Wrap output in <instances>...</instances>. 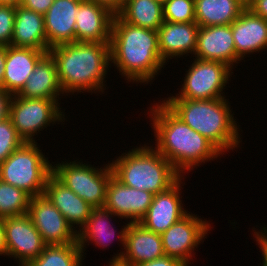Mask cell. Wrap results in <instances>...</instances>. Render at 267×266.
Listing matches in <instances>:
<instances>
[{
	"mask_svg": "<svg viewBox=\"0 0 267 266\" xmlns=\"http://www.w3.org/2000/svg\"><path fill=\"white\" fill-rule=\"evenodd\" d=\"M150 107L156 149L182 175L222 153L211 141L194 131L162 101ZM185 171V172H184Z\"/></svg>",
	"mask_w": 267,
	"mask_h": 266,
	"instance_id": "6da1fadb",
	"label": "cell"
},
{
	"mask_svg": "<svg viewBox=\"0 0 267 266\" xmlns=\"http://www.w3.org/2000/svg\"><path fill=\"white\" fill-rule=\"evenodd\" d=\"M111 63L133 83H150L166 64L158 47L157 31L125 22L114 15L111 30Z\"/></svg>",
	"mask_w": 267,
	"mask_h": 266,
	"instance_id": "7a4b0ae2",
	"label": "cell"
},
{
	"mask_svg": "<svg viewBox=\"0 0 267 266\" xmlns=\"http://www.w3.org/2000/svg\"><path fill=\"white\" fill-rule=\"evenodd\" d=\"M49 53L55 59L64 93L104 92V79L111 66L110 43L76 41L53 46Z\"/></svg>",
	"mask_w": 267,
	"mask_h": 266,
	"instance_id": "3957f363",
	"label": "cell"
},
{
	"mask_svg": "<svg viewBox=\"0 0 267 266\" xmlns=\"http://www.w3.org/2000/svg\"><path fill=\"white\" fill-rule=\"evenodd\" d=\"M162 102L222 153L233 150L241 142L240 129L225 97L207 100L164 99Z\"/></svg>",
	"mask_w": 267,
	"mask_h": 266,
	"instance_id": "277c9868",
	"label": "cell"
},
{
	"mask_svg": "<svg viewBox=\"0 0 267 266\" xmlns=\"http://www.w3.org/2000/svg\"><path fill=\"white\" fill-rule=\"evenodd\" d=\"M153 145L123 153L110 163L113 176L122 184L157 194L168 190L182 175Z\"/></svg>",
	"mask_w": 267,
	"mask_h": 266,
	"instance_id": "5b68a950",
	"label": "cell"
},
{
	"mask_svg": "<svg viewBox=\"0 0 267 266\" xmlns=\"http://www.w3.org/2000/svg\"><path fill=\"white\" fill-rule=\"evenodd\" d=\"M52 166L37 142H25L0 164V179L34 197L44 194Z\"/></svg>",
	"mask_w": 267,
	"mask_h": 266,
	"instance_id": "8992f818",
	"label": "cell"
},
{
	"mask_svg": "<svg viewBox=\"0 0 267 266\" xmlns=\"http://www.w3.org/2000/svg\"><path fill=\"white\" fill-rule=\"evenodd\" d=\"M76 161L54 164L52 174L92 207H103L108 182L113 176L110 163L99 169Z\"/></svg>",
	"mask_w": 267,
	"mask_h": 266,
	"instance_id": "52a82bcc",
	"label": "cell"
},
{
	"mask_svg": "<svg viewBox=\"0 0 267 266\" xmlns=\"http://www.w3.org/2000/svg\"><path fill=\"white\" fill-rule=\"evenodd\" d=\"M60 109L58 99L24 98L15 94L10 104L9 118L24 142L33 143L36 142L33 136L39 131L51 123L64 122L65 113Z\"/></svg>",
	"mask_w": 267,
	"mask_h": 266,
	"instance_id": "ba28073f",
	"label": "cell"
},
{
	"mask_svg": "<svg viewBox=\"0 0 267 266\" xmlns=\"http://www.w3.org/2000/svg\"><path fill=\"white\" fill-rule=\"evenodd\" d=\"M188 69L179 94L166 99L207 100L224 97L223 90L232 76L228 65L196 58Z\"/></svg>",
	"mask_w": 267,
	"mask_h": 266,
	"instance_id": "9c48e42d",
	"label": "cell"
},
{
	"mask_svg": "<svg viewBox=\"0 0 267 266\" xmlns=\"http://www.w3.org/2000/svg\"><path fill=\"white\" fill-rule=\"evenodd\" d=\"M190 212L161 234L164 254L182 261L187 266L192 261L195 247L205 239L211 226ZM205 237V238H204Z\"/></svg>",
	"mask_w": 267,
	"mask_h": 266,
	"instance_id": "30bf717a",
	"label": "cell"
},
{
	"mask_svg": "<svg viewBox=\"0 0 267 266\" xmlns=\"http://www.w3.org/2000/svg\"><path fill=\"white\" fill-rule=\"evenodd\" d=\"M27 214L46 245L77 242V230L44 194L31 197Z\"/></svg>",
	"mask_w": 267,
	"mask_h": 266,
	"instance_id": "8fae6325",
	"label": "cell"
},
{
	"mask_svg": "<svg viewBox=\"0 0 267 266\" xmlns=\"http://www.w3.org/2000/svg\"><path fill=\"white\" fill-rule=\"evenodd\" d=\"M118 241L125 251L117 252L111 261H120L129 266L150 262L163 257V245L160 234L147 230L140 223L128 222L121 232L117 233Z\"/></svg>",
	"mask_w": 267,
	"mask_h": 266,
	"instance_id": "7c38bea8",
	"label": "cell"
},
{
	"mask_svg": "<svg viewBox=\"0 0 267 266\" xmlns=\"http://www.w3.org/2000/svg\"><path fill=\"white\" fill-rule=\"evenodd\" d=\"M7 256L18 259V266L35 260L46 244L28 214L3 219Z\"/></svg>",
	"mask_w": 267,
	"mask_h": 266,
	"instance_id": "4fadbf2b",
	"label": "cell"
},
{
	"mask_svg": "<svg viewBox=\"0 0 267 266\" xmlns=\"http://www.w3.org/2000/svg\"><path fill=\"white\" fill-rule=\"evenodd\" d=\"M153 198V193L128 187L112 176L108 182L103 207L119 218H128L131 223H139L146 215Z\"/></svg>",
	"mask_w": 267,
	"mask_h": 266,
	"instance_id": "5bb4252c",
	"label": "cell"
},
{
	"mask_svg": "<svg viewBox=\"0 0 267 266\" xmlns=\"http://www.w3.org/2000/svg\"><path fill=\"white\" fill-rule=\"evenodd\" d=\"M181 180L183 177L168 190L154 194L146 215L139 222L144 228L161 235L188 214L180 200L182 198V196L180 197Z\"/></svg>",
	"mask_w": 267,
	"mask_h": 266,
	"instance_id": "9a60e30c",
	"label": "cell"
},
{
	"mask_svg": "<svg viewBox=\"0 0 267 266\" xmlns=\"http://www.w3.org/2000/svg\"><path fill=\"white\" fill-rule=\"evenodd\" d=\"M194 55L200 60L222 62L233 69L236 51L231 24L200 26Z\"/></svg>",
	"mask_w": 267,
	"mask_h": 266,
	"instance_id": "2e32d148",
	"label": "cell"
},
{
	"mask_svg": "<svg viewBox=\"0 0 267 266\" xmlns=\"http://www.w3.org/2000/svg\"><path fill=\"white\" fill-rule=\"evenodd\" d=\"M114 15L104 6L83 0L75 14L76 41L110 43Z\"/></svg>",
	"mask_w": 267,
	"mask_h": 266,
	"instance_id": "e0dca14e",
	"label": "cell"
},
{
	"mask_svg": "<svg viewBox=\"0 0 267 266\" xmlns=\"http://www.w3.org/2000/svg\"><path fill=\"white\" fill-rule=\"evenodd\" d=\"M235 43L236 64L245 55L267 48V20L254 14L249 8L231 23Z\"/></svg>",
	"mask_w": 267,
	"mask_h": 266,
	"instance_id": "ac0fdd59",
	"label": "cell"
},
{
	"mask_svg": "<svg viewBox=\"0 0 267 266\" xmlns=\"http://www.w3.org/2000/svg\"><path fill=\"white\" fill-rule=\"evenodd\" d=\"M83 0H54L44 14L48 47L76 42L75 24L78 7Z\"/></svg>",
	"mask_w": 267,
	"mask_h": 266,
	"instance_id": "d6986e66",
	"label": "cell"
},
{
	"mask_svg": "<svg viewBox=\"0 0 267 266\" xmlns=\"http://www.w3.org/2000/svg\"><path fill=\"white\" fill-rule=\"evenodd\" d=\"M199 25L196 22L189 23H164L157 30L158 47L162 60L180 58L183 55L194 54L197 45Z\"/></svg>",
	"mask_w": 267,
	"mask_h": 266,
	"instance_id": "ffe728a7",
	"label": "cell"
},
{
	"mask_svg": "<svg viewBox=\"0 0 267 266\" xmlns=\"http://www.w3.org/2000/svg\"><path fill=\"white\" fill-rule=\"evenodd\" d=\"M46 53L35 48L6 46L3 88L13 95L18 94L33 73L38 61Z\"/></svg>",
	"mask_w": 267,
	"mask_h": 266,
	"instance_id": "44dd1931",
	"label": "cell"
},
{
	"mask_svg": "<svg viewBox=\"0 0 267 266\" xmlns=\"http://www.w3.org/2000/svg\"><path fill=\"white\" fill-rule=\"evenodd\" d=\"M44 195L62 213L73 229H76L75 225L81 228L94 208L67 188L53 174L46 181Z\"/></svg>",
	"mask_w": 267,
	"mask_h": 266,
	"instance_id": "7402d4cb",
	"label": "cell"
},
{
	"mask_svg": "<svg viewBox=\"0 0 267 266\" xmlns=\"http://www.w3.org/2000/svg\"><path fill=\"white\" fill-rule=\"evenodd\" d=\"M11 45L14 47L35 48L49 53L45 32L44 15L16 6Z\"/></svg>",
	"mask_w": 267,
	"mask_h": 266,
	"instance_id": "603a6c76",
	"label": "cell"
},
{
	"mask_svg": "<svg viewBox=\"0 0 267 266\" xmlns=\"http://www.w3.org/2000/svg\"><path fill=\"white\" fill-rule=\"evenodd\" d=\"M64 94L58 80L55 59L46 53L34 67L25 86L18 93L24 98L60 99Z\"/></svg>",
	"mask_w": 267,
	"mask_h": 266,
	"instance_id": "cb8c5ba5",
	"label": "cell"
},
{
	"mask_svg": "<svg viewBox=\"0 0 267 266\" xmlns=\"http://www.w3.org/2000/svg\"><path fill=\"white\" fill-rule=\"evenodd\" d=\"M113 216L116 215L104 207L92 209L87 222L77 231V243L82 251L83 259L86 243H90V241L93 243L94 241V244L96 243L97 246H103L102 248H105L116 237L115 233L117 231L110 224V219Z\"/></svg>",
	"mask_w": 267,
	"mask_h": 266,
	"instance_id": "d4e9b609",
	"label": "cell"
},
{
	"mask_svg": "<svg viewBox=\"0 0 267 266\" xmlns=\"http://www.w3.org/2000/svg\"><path fill=\"white\" fill-rule=\"evenodd\" d=\"M199 26L230 25L245 9L236 0H194Z\"/></svg>",
	"mask_w": 267,
	"mask_h": 266,
	"instance_id": "484cf974",
	"label": "cell"
},
{
	"mask_svg": "<svg viewBox=\"0 0 267 266\" xmlns=\"http://www.w3.org/2000/svg\"><path fill=\"white\" fill-rule=\"evenodd\" d=\"M118 15L129 24L154 31L164 23L163 3L157 0H126Z\"/></svg>",
	"mask_w": 267,
	"mask_h": 266,
	"instance_id": "4316f807",
	"label": "cell"
},
{
	"mask_svg": "<svg viewBox=\"0 0 267 266\" xmlns=\"http://www.w3.org/2000/svg\"><path fill=\"white\" fill-rule=\"evenodd\" d=\"M83 254L77 242L46 245L43 252L26 266H82Z\"/></svg>",
	"mask_w": 267,
	"mask_h": 266,
	"instance_id": "83f0119b",
	"label": "cell"
},
{
	"mask_svg": "<svg viewBox=\"0 0 267 266\" xmlns=\"http://www.w3.org/2000/svg\"><path fill=\"white\" fill-rule=\"evenodd\" d=\"M31 196L0 179V219L28 213Z\"/></svg>",
	"mask_w": 267,
	"mask_h": 266,
	"instance_id": "f1b7e54d",
	"label": "cell"
},
{
	"mask_svg": "<svg viewBox=\"0 0 267 266\" xmlns=\"http://www.w3.org/2000/svg\"><path fill=\"white\" fill-rule=\"evenodd\" d=\"M163 18L171 23L195 22V1L166 0L163 3Z\"/></svg>",
	"mask_w": 267,
	"mask_h": 266,
	"instance_id": "f546056e",
	"label": "cell"
},
{
	"mask_svg": "<svg viewBox=\"0 0 267 266\" xmlns=\"http://www.w3.org/2000/svg\"><path fill=\"white\" fill-rule=\"evenodd\" d=\"M24 143L10 118L0 122V164Z\"/></svg>",
	"mask_w": 267,
	"mask_h": 266,
	"instance_id": "4dcf8cb0",
	"label": "cell"
},
{
	"mask_svg": "<svg viewBox=\"0 0 267 266\" xmlns=\"http://www.w3.org/2000/svg\"><path fill=\"white\" fill-rule=\"evenodd\" d=\"M16 6L0 5V46H9L12 42Z\"/></svg>",
	"mask_w": 267,
	"mask_h": 266,
	"instance_id": "1f68e13d",
	"label": "cell"
},
{
	"mask_svg": "<svg viewBox=\"0 0 267 266\" xmlns=\"http://www.w3.org/2000/svg\"><path fill=\"white\" fill-rule=\"evenodd\" d=\"M54 0H23L21 6L44 15L53 4Z\"/></svg>",
	"mask_w": 267,
	"mask_h": 266,
	"instance_id": "d6a6232c",
	"label": "cell"
},
{
	"mask_svg": "<svg viewBox=\"0 0 267 266\" xmlns=\"http://www.w3.org/2000/svg\"><path fill=\"white\" fill-rule=\"evenodd\" d=\"M13 96L12 93L6 91L4 88H0V122L9 118L10 104Z\"/></svg>",
	"mask_w": 267,
	"mask_h": 266,
	"instance_id": "836d02e7",
	"label": "cell"
},
{
	"mask_svg": "<svg viewBox=\"0 0 267 266\" xmlns=\"http://www.w3.org/2000/svg\"><path fill=\"white\" fill-rule=\"evenodd\" d=\"M136 266H187V265L176 258L164 255L163 257L154 259L150 262L140 263Z\"/></svg>",
	"mask_w": 267,
	"mask_h": 266,
	"instance_id": "e575fe53",
	"label": "cell"
},
{
	"mask_svg": "<svg viewBox=\"0 0 267 266\" xmlns=\"http://www.w3.org/2000/svg\"><path fill=\"white\" fill-rule=\"evenodd\" d=\"M260 231L256 232L254 229L253 232L255 235L253 234V237L256 238V242L260 245L259 248L262 251V266H267V227L264 226Z\"/></svg>",
	"mask_w": 267,
	"mask_h": 266,
	"instance_id": "d590c367",
	"label": "cell"
},
{
	"mask_svg": "<svg viewBox=\"0 0 267 266\" xmlns=\"http://www.w3.org/2000/svg\"><path fill=\"white\" fill-rule=\"evenodd\" d=\"M109 9L113 14H118L123 8L126 0H89Z\"/></svg>",
	"mask_w": 267,
	"mask_h": 266,
	"instance_id": "8d00e7d4",
	"label": "cell"
},
{
	"mask_svg": "<svg viewBox=\"0 0 267 266\" xmlns=\"http://www.w3.org/2000/svg\"><path fill=\"white\" fill-rule=\"evenodd\" d=\"M249 9L254 14L267 20V0H254Z\"/></svg>",
	"mask_w": 267,
	"mask_h": 266,
	"instance_id": "74e56055",
	"label": "cell"
},
{
	"mask_svg": "<svg viewBox=\"0 0 267 266\" xmlns=\"http://www.w3.org/2000/svg\"><path fill=\"white\" fill-rule=\"evenodd\" d=\"M5 61H6V46H0V88H3Z\"/></svg>",
	"mask_w": 267,
	"mask_h": 266,
	"instance_id": "f35d334b",
	"label": "cell"
},
{
	"mask_svg": "<svg viewBox=\"0 0 267 266\" xmlns=\"http://www.w3.org/2000/svg\"><path fill=\"white\" fill-rule=\"evenodd\" d=\"M7 255V248H6V237H5V227L3 224V219H0V256Z\"/></svg>",
	"mask_w": 267,
	"mask_h": 266,
	"instance_id": "ab89813d",
	"label": "cell"
},
{
	"mask_svg": "<svg viewBox=\"0 0 267 266\" xmlns=\"http://www.w3.org/2000/svg\"><path fill=\"white\" fill-rule=\"evenodd\" d=\"M240 5H242L245 9L249 8L254 0H236Z\"/></svg>",
	"mask_w": 267,
	"mask_h": 266,
	"instance_id": "60d3db41",
	"label": "cell"
},
{
	"mask_svg": "<svg viewBox=\"0 0 267 266\" xmlns=\"http://www.w3.org/2000/svg\"><path fill=\"white\" fill-rule=\"evenodd\" d=\"M0 5L18 6V0H0Z\"/></svg>",
	"mask_w": 267,
	"mask_h": 266,
	"instance_id": "b9f144b4",
	"label": "cell"
},
{
	"mask_svg": "<svg viewBox=\"0 0 267 266\" xmlns=\"http://www.w3.org/2000/svg\"><path fill=\"white\" fill-rule=\"evenodd\" d=\"M109 266H129V265L121 263L120 261H110Z\"/></svg>",
	"mask_w": 267,
	"mask_h": 266,
	"instance_id": "7bdbcfd3",
	"label": "cell"
},
{
	"mask_svg": "<svg viewBox=\"0 0 267 266\" xmlns=\"http://www.w3.org/2000/svg\"><path fill=\"white\" fill-rule=\"evenodd\" d=\"M157 1H159V2H161V3H164L166 0H157Z\"/></svg>",
	"mask_w": 267,
	"mask_h": 266,
	"instance_id": "ee69618b",
	"label": "cell"
},
{
	"mask_svg": "<svg viewBox=\"0 0 267 266\" xmlns=\"http://www.w3.org/2000/svg\"><path fill=\"white\" fill-rule=\"evenodd\" d=\"M22 1H23V0H18V5H20Z\"/></svg>",
	"mask_w": 267,
	"mask_h": 266,
	"instance_id": "f6af8a7d",
	"label": "cell"
}]
</instances>
